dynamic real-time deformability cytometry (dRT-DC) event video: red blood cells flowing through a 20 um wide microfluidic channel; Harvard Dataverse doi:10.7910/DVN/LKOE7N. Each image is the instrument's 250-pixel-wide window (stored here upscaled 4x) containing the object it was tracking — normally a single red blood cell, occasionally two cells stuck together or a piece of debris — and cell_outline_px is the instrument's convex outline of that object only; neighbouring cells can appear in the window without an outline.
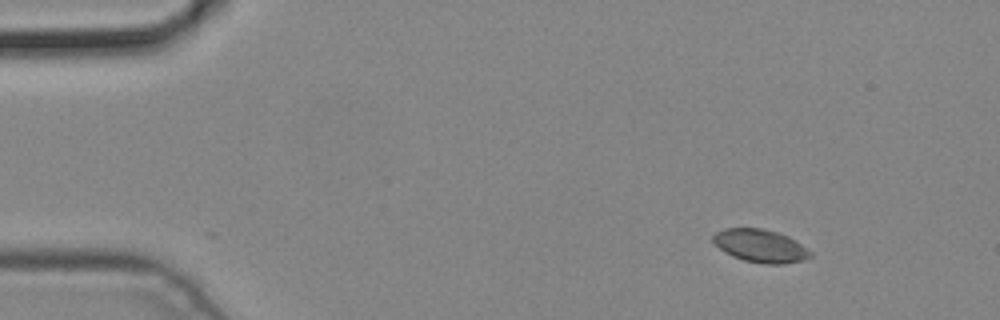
{"species": "common noctule bat (a hibernating species)", "species_latin": "Nyctalus noctula", "temperature_condition": "cold", "stored_images_in_passage": 3, "camera_frame_rate_fps": 3000, "um_per_image_px": 0.085, "animal": {"sex": "male", "body_mass_g": 19.2, "forearm_length_mm": 51.8}, "frame": {"image": 1, "passage_image": 1, "time_ms": 0.0, "image_size_px": [1000, 320], "cell_outline_px": [[812, 256], [804, 260], [780, 264], [768, 264], [744, 260], [732, 256], [720, 248], [712, 240], [712, 236], [716, 232], [724, 228], [764, 228], [788, 236], [812, 252]], "centroid_in_image_um": [64.63, 20.89], "position_along_channel_um": 20.4, "area_um2": 18.5}}